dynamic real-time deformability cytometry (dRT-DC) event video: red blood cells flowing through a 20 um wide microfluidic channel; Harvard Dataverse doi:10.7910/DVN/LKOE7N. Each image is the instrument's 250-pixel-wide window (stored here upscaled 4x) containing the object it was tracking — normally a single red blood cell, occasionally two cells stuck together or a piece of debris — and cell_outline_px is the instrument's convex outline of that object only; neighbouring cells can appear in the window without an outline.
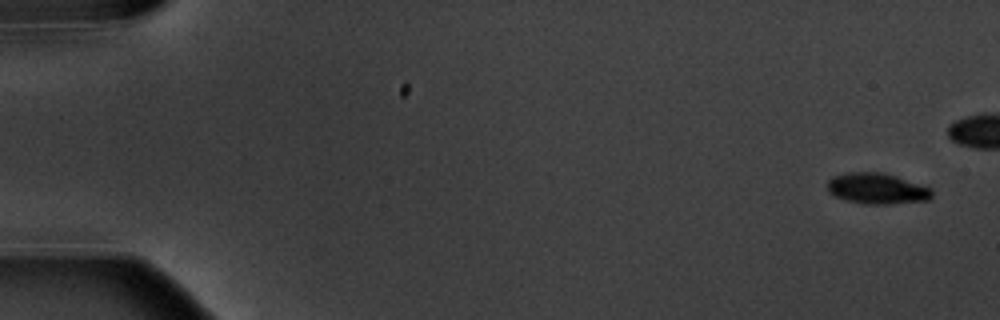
{"species": "common noctule bat (a hibernating species)", "species_latin": "Nyctalus noctula", "temperature_condition": "warm", "stored_images_in_passage": 11, "camera_frame_rate_fps": 3000, "um_per_image_px": 0.085, "animal": {"sex": "male", "body_mass_g": 20.1, "forearm_length_mm": 53.5}, "frame": {"image": 1, "passage_image": 1, "time_ms": 0.0, "image_size_px": [1000, 320], "cell_outline_px": [[932, 196], [928, 200], [888, 204], [864, 204], [848, 200], [836, 196], [828, 192], [828, 180], [832, 176], [848, 172], [884, 172], [932, 188]], "centroid_in_image_um": [74.55, 16.02], "position_along_channel_um": 10.5, "area_um2": 18.79}}